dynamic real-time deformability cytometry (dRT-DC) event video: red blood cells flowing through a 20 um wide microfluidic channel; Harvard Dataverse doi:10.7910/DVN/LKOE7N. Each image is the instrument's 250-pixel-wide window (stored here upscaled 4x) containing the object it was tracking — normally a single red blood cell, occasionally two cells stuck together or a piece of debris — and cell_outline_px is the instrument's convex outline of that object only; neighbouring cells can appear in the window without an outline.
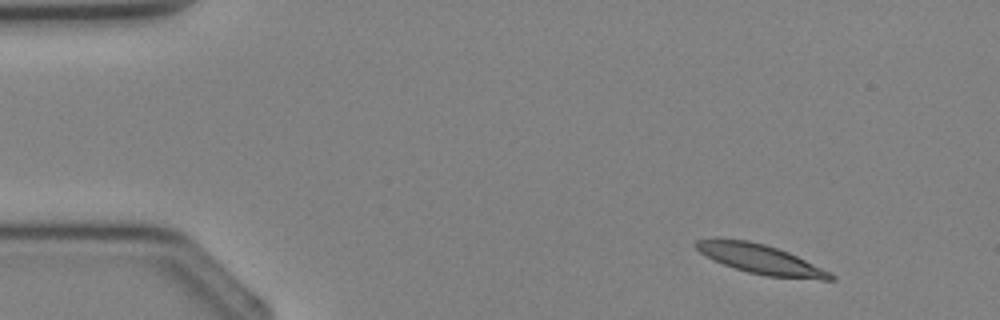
{"species": "Egyptian fruit bat (a non-hibernating species)", "species_latin": "Rousettus aegyptiacus", "temperature_condition": "cold", "stored_images_in_passage": 3, "camera_frame_rate_fps": 3000, "um_per_image_px": 0.085, "animal": {"sex": "female"}, "frame": {"image": 1, "passage_image": 3, "time_ms": 2.333, "image_size_px": [1000, 320], "cell_outline_px": [[836, 280], [820, 280], [764, 276], [748, 272], [724, 264], [700, 252], [692, 244], [696, 240], [712, 236], [716, 236], [748, 240], [764, 244], [788, 252], [836, 276]], "centroid_in_image_um": [64.56, 22.0], "position_along_channel_um": 20.4, "area_um2": 23.18}}